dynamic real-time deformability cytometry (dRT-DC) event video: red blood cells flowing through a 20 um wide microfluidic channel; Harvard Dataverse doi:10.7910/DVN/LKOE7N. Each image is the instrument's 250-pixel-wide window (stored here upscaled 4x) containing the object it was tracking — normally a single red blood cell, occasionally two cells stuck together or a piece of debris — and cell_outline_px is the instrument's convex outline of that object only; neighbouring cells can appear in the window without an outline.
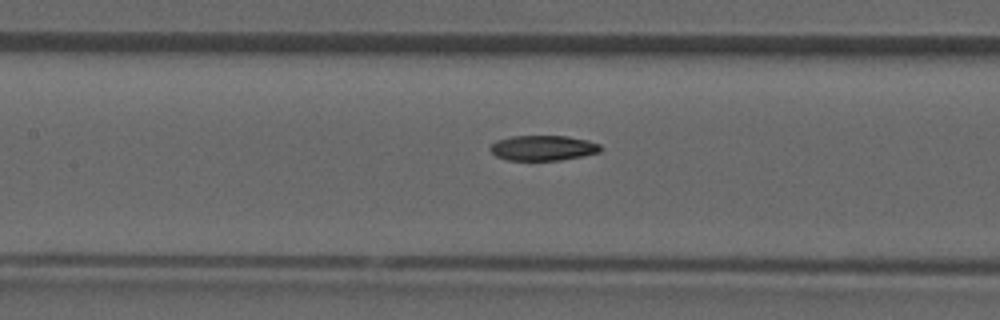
{"species": "common noctule bat (a hibernating species)", "species_latin": "Nyctalus noctula", "temperature_condition": "room temperature", "stored_images_in_passage": 36, "camera_frame_rate_fps": 3000, "um_per_image_px": 0.085, "animal": {"sex": "male", "forearm_length_mm": 52.5}, "frame": {"image": 1, "passage_image": 11, "time_ms": 3.333, "image_size_px": [1000, 320], "cell_outline_px": [[604, 148], [600, 152], [584, 156], [560, 160], [508, 160], [496, 156], [488, 148], [496, 140], [512, 136], [568, 136], [588, 140], [600, 144]], "centroid_in_image_um": [46.19, 12.57], "position_along_channel_um": 161.2, "area_um2": 16.36}}